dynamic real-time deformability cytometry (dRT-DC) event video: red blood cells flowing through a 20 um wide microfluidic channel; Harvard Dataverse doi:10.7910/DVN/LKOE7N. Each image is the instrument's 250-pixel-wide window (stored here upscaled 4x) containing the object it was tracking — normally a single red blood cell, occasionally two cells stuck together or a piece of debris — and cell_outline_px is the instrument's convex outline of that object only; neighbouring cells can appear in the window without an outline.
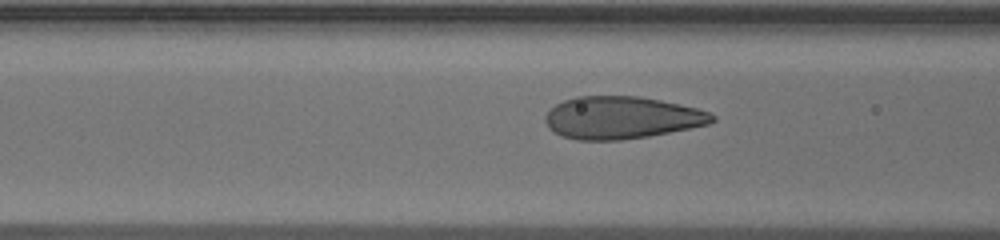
{"species": "human", "species_latin": "Homo sapiens", "temperature_condition": "warm", "stored_images_in_passage": 6, "camera_frame_rate_fps": 3000, "um_per_image_px": 0.085, "donor": {"sex": "male"}, "frame": {"image": 1, "passage_image": 4, "time_ms": 1.0, "image_size_px": [1000, 240], "cell_outline_px": [[716, 120], [708, 124], [648, 136], [620, 140], [576, 140], [560, 136], [552, 132], [548, 128], [544, 120], [544, 116], [556, 104], [564, 100], [576, 96], [640, 96], [680, 104], [696, 108], [708, 112], [716, 116]], "centroid_in_image_um": [52.79, 10.0], "position_along_channel_um": 113.8, "area_um2": 41.27}}